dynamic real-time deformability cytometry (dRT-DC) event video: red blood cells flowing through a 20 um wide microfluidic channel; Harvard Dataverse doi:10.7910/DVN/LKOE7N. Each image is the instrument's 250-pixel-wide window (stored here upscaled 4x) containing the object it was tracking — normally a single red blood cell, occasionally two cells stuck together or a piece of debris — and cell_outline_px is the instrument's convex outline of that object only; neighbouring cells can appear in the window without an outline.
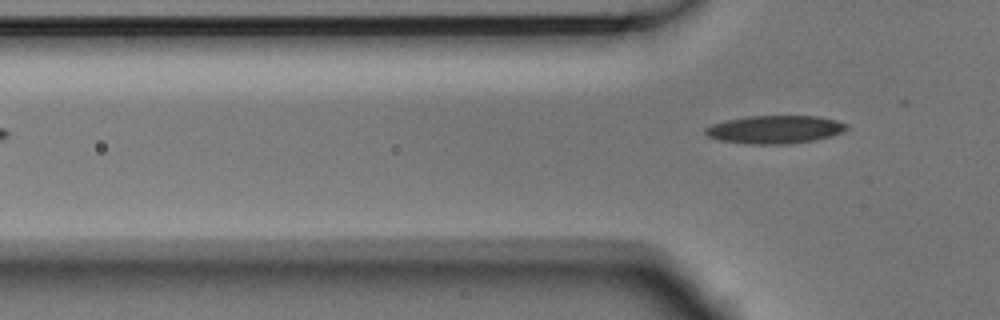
{"species": "Egyptian fruit bat (a non-hibernating species)", "species_latin": "Rousettus aegyptiacus", "temperature_condition": "room temperature", "stored_images_in_passage": 6, "camera_frame_rate_fps": 3000, "um_per_image_px": 0.085, "animal": {"sex": "male"}, "frame": {"image": 1, "passage_image": 6, "time_ms": 1.667, "image_size_px": [1000, 320], "cell_outline_px": [[848, 128], [844, 132], [832, 136], [812, 140], [784, 144], [748, 144], [720, 140], [708, 136], [704, 132], [704, 128], [712, 124], [728, 120], [748, 116], [820, 116], [836, 120], [848, 124]], "centroid_in_image_um": [65.89, 11.0], "position_along_channel_um": 59.9, "area_um2": 23.06}}